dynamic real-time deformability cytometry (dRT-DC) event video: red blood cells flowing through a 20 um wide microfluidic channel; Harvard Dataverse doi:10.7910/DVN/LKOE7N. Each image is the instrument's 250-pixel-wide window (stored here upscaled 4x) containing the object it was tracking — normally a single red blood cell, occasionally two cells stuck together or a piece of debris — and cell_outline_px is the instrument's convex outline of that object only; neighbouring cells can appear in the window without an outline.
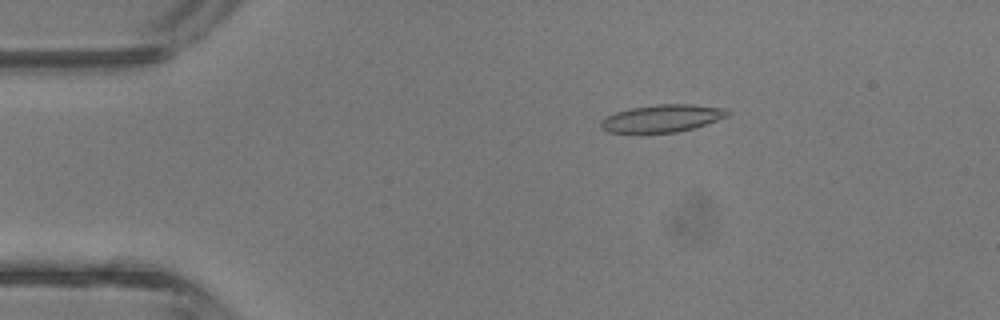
{"species": "common noctule bat (a hibernating species)", "species_latin": "Nyctalus noctula", "temperature_condition": "room temperature", "stored_images_in_passage": 37, "camera_frame_rate_fps": 3000, "um_per_image_px": 0.085, "animal": {"sex": "male", "body_mass_g": 13.3}, "frame": {"image": 1, "passage_image": 3, "time_ms": 0.667, "image_size_px": [1000, 320], "cell_outline_px": [[732, 112], [728, 116], [692, 128], [676, 132], [640, 136], [608, 132], [600, 128], [600, 120], [616, 112], [632, 108], [656, 104], [692, 104], [728, 108]], "centroid_in_image_um": [56.23, 10.1], "position_along_channel_um": 28.8, "area_um2": 21.1}}
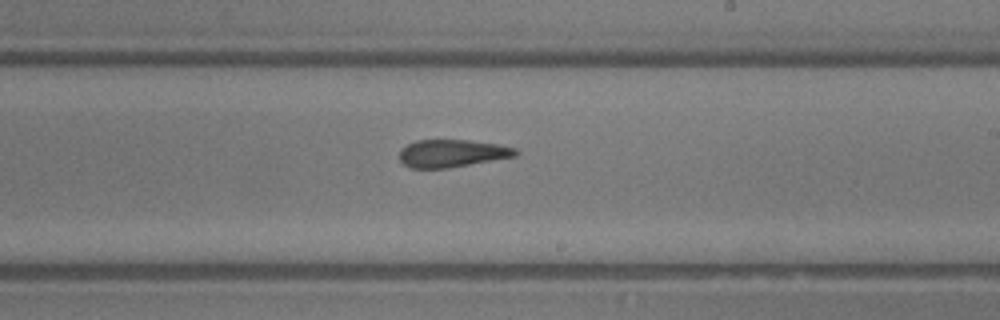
{"frame": {"image": 2, "passage_image": 20, "time_ms": 6.333, "image_size_px": [1000, 320], "cell_outline_px": [[520, 152], [516, 156], [448, 168], [408, 168], [400, 160], [400, 148], [416, 140], [468, 140], [496, 144], [516, 148]], "centroid_in_image_um": [38.41, 13.03], "position_along_channel_um": 250.6, "area_um2": 18.67}}
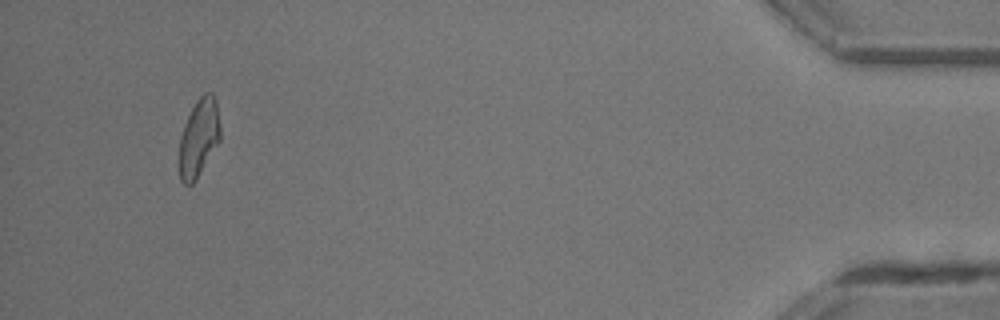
{"frame": {"image": 3, "passage_image": 35, "time_ms": 11.333, "image_size_px": [1000, 320], "cell_outline_px": [[220, 140], [196, 180], [192, 184], [184, 184], [180, 180], [176, 160], [180, 136], [184, 124], [196, 100], [204, 92], [212, 92], [216, 100], [220, 128]], "centroid_in_image_um": [16.85, 11.75], "position_along_channel_um": 418.3, "area_um2": 19.13}, "authors_computed_cell_mechanics": {"area_um2": 19.4786, "velocity_mm_per_s": 4.9198, "shape_relaxation_time_tau1_ms": 5.278, "shape_relaxation_time_tau2_ms": 1.818, "deformation_change_tau1": 0.1716, "deformation_change_tau2": 0.1111}}